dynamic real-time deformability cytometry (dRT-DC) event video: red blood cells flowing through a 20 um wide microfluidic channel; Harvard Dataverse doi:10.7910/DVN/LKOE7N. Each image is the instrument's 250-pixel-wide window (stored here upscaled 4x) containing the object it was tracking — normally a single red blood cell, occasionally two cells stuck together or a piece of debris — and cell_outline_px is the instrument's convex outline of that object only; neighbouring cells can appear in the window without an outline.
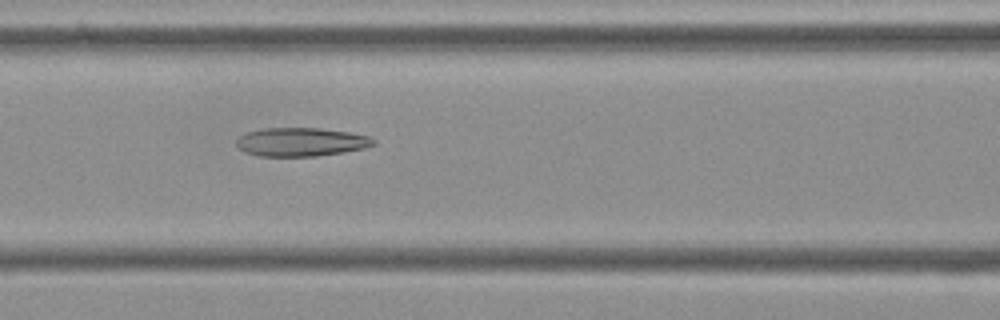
{"species": "Egyptian fruit bat (a non-hibernating species)", "species_latin": "Rousettus aegyptiacus", "temperature_condition": "cold", "stored_images_in_passage": 55, "camera_frame_rate_fps": 3000, "um_per_image_px": 0.085, "frame": {"image": 1, "passage_image": 23, "time_ms": 7.333, "image_size_px": [1000, 320], "cell_outline_px": [[376, 144], [364, 148], [344, 152], [316, 156], [256, 156], [244, 152], [236, 144], [236, 140], [244, 132], [264, 128], [320, 128], [348, 132], [368, 136], [376, 140]], "centroid_in_image_um": [25.57, 12.07], "position_along_channel_um": 141.0, "area_um2": 22.95}}
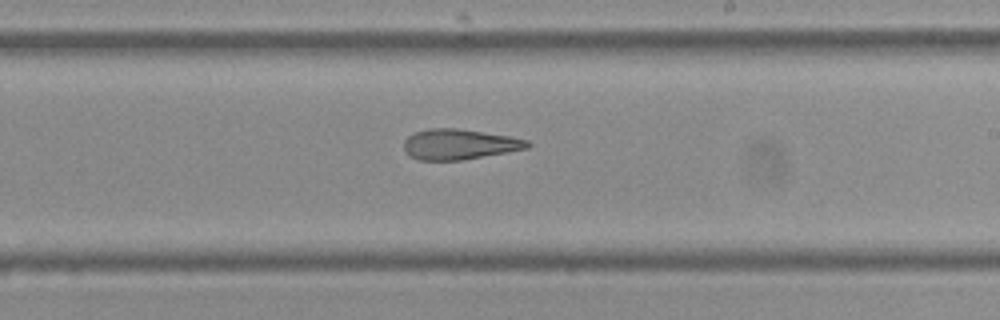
{"frame": {"image": 2, "passage_image": 32, "time_ms": 10.333, "image_size_px": [1000, 320], "cell_outline_px": [[532, 144], [528, 148], [508, 152], [460, 160], [420, 160], [408, 156], [404, 152], [404, 140], [408, 136], [416, 132], [432, 128], [456, 128], [512, 136], [528, 140]], "centroid_in_image_um": [39.05, 12.26], "position_along_channel_um": 250.0, "area_um2": 21.96}}
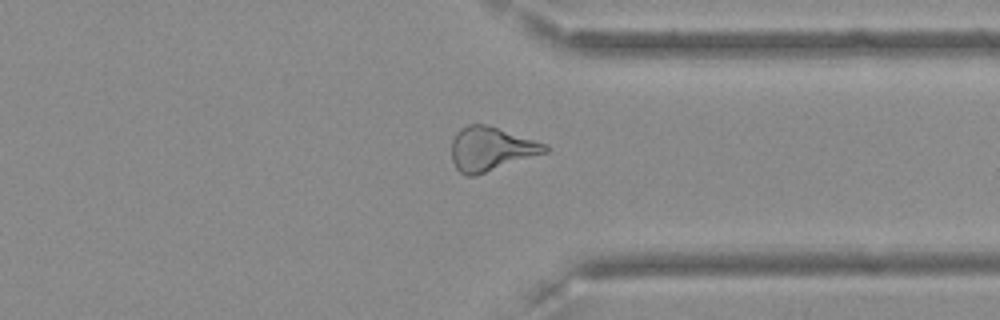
{"frame": {"image": 3, "passage_image": 42, "time_ms": 13.667, "image_size_px": [1000, 320], "cell_outline_px": [[548, 152], [476, 176], [468, 176], [460, 172], [456, 168], [452, 160], [452, 140], [456, 132], [460, 128], [468, 124], [484, 124], [548, 144]], "centroid_in_image_um": [41.73, 12.67], "position_along_channel_um": 369.7, "area_um2": 23.93}, "authors_computed_cell_mechanics": {"area_um2": 24.3916, "velocity_mm_per_s": 3.6372, "shape_relaxation_time_tau1_ms": null, "shape_relaxation_time_tau2_ms": 2.9788, "deformation_change_tau1": null, "deformation_change_tau2": 0.1223}}